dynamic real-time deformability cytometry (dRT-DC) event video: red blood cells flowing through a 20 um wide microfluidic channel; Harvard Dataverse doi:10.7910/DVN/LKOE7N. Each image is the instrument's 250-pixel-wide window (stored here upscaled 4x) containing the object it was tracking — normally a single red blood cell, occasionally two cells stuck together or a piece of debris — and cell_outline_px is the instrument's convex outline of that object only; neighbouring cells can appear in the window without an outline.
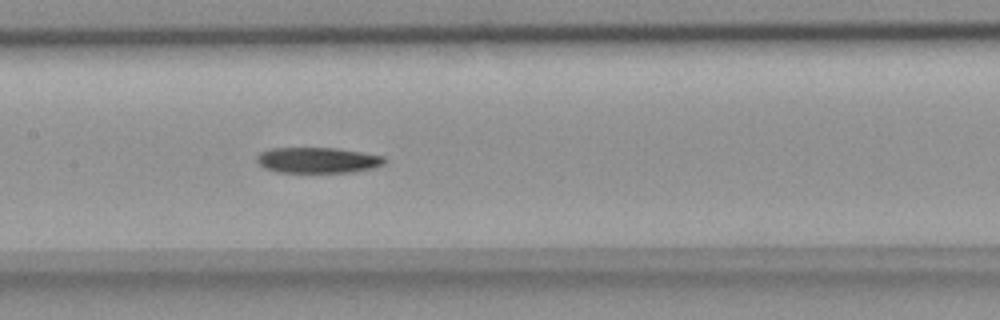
{"species": "common noctule bat (a hibernating species)", "species_latin": "Nyctalus noctula", "temperature_condition": "room temperature", "stored_images_in_passage": 42, "camera_frame_rate_fps": 3000, "um_per_image_px": 0.085, "animal": {"sex": "female", "body_mass_g": 18.4}, "frame": {"image": 1, "passage_image": 13, "time_ms": 4.0, "image_size_px": [1000, 320], "cell_outline_px": [[384, 164], [372, 168], [352, 172], [276, 172], [264, 168], [256, 160], [256, 156], [260, 152], [272, 148], [336, 148], [384, 156]], "centroid_in_image_um": [26.96, 13.61], "position_along_channel_um": 180.4, "area_um2": 19.02}}
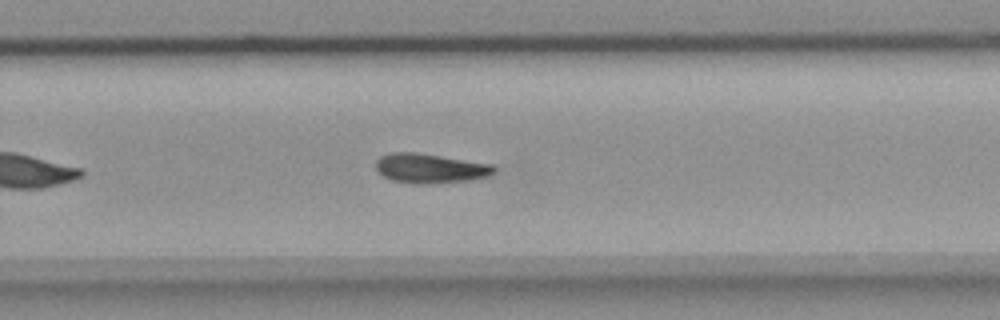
{"frame": {"image": 2, "passage_image": 22, "time_ms": 7.0, "image_size_px": [1000, 320], "cell_outline_px": [[496, 168], [488, 176], [472, 180], [428, 184], [416, 184], [392, 180], [384, 176], [376, 168], [376, 160], [380, 156], [392, 152], [416, 152], [492, 164]], "centroid_in_image_um": [36.55, 14.31], "position_along_channel_um": 293.2, "area_um2": 20.29}}
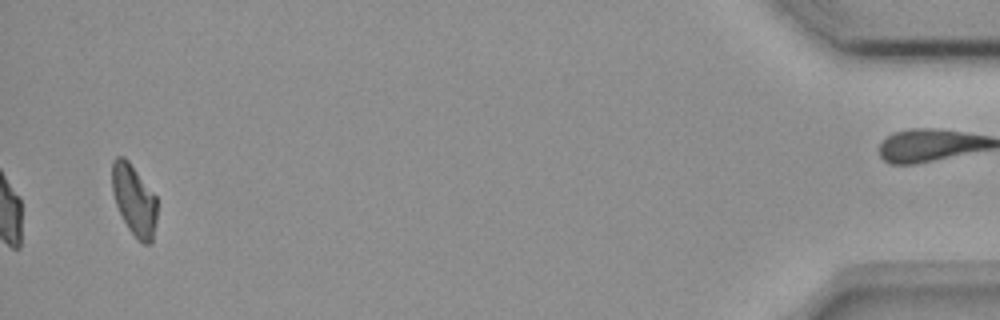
{"frame": {"image": 3, "passage_image": 39, "time_ms": 12.667, "image_size_px": [1000, 320], "cell_outline_px": [[156, 220], [152, 244], [144, 244], [128, 228], [116, 204], [112, 192], [112, 160], [116, 156], [124, 156], [128, 160], [156, 196]], "centroid_in_image_um": [11.39, 16.97], "position_along_channel_um": 423.8, "area_um2": 18.38}}